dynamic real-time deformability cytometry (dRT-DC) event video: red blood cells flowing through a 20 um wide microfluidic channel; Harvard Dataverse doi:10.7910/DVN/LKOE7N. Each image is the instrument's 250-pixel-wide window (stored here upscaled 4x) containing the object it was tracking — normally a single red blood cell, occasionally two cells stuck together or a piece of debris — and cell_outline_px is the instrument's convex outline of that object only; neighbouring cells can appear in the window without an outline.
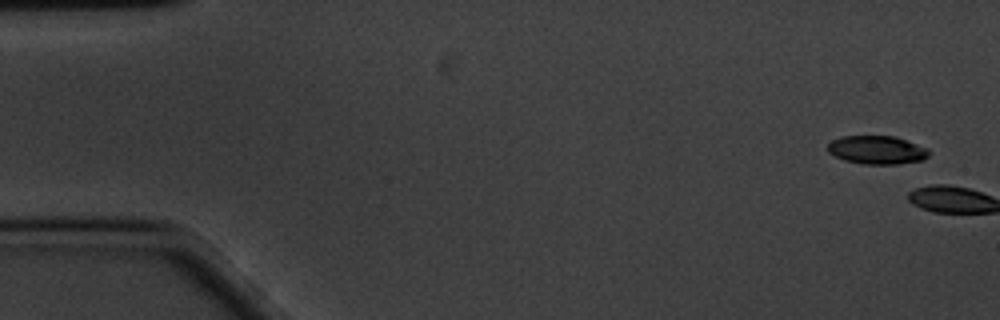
{"species": "common noctule bat (a hibernating species)", "species_latin": "Nyctalus noctula", "temperature_condition": "cold", "stored_images_in_passage": 3, "camera_frame_rate_fps": 3000, "um_per_image_px": 0.085, "animal": {"sex": "male", "body_mass_g": 20.1, "forearm_length_mm": 53.5}, "frame": {"image": 1, "passage_image": 1, "time_ms": 0.0, "image_size_px": [1000, 320], "cell_outline_px": [[932, 152], [924, 160], [896, 164], [864, 164], [844, 160], [828, 152], [828, 144], [832, 140], [840, 136], [896, 136], [928, 148]], "centroid_in_image_um": [74.58, 12.74], "position_along_channel_um": 10.4, "area_um2": 16.88}}